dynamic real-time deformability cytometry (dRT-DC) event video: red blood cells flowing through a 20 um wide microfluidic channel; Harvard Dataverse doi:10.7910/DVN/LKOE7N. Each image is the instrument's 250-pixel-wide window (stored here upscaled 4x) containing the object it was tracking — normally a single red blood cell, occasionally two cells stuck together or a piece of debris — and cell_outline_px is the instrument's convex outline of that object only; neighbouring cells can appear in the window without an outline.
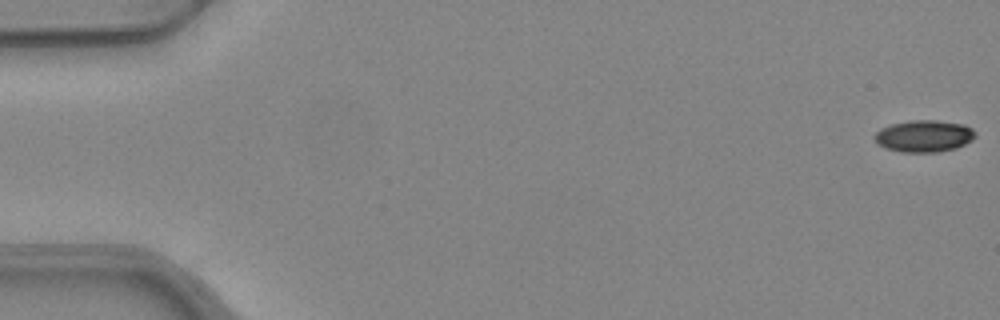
{"species": "common noctule bat (a hibernating species)", "species_latin": "Nyctalus noctula", "temperature_condition": "warm", "stored_images_in_passage": 53, "camera_frame_rate_fps": 3000, "um_per_image_px": 0.085, "animal": {"sex": "female", "body_mass_g": 24.6, "forearm_length_mm": 56.2}, "frame": {"image": 1, "passage_image": 1, "time_ms": 0.0, "image_size_px": [1000, 320], "cell_outline_px": [[976, 136], [972, 140], [956, 148], [936, 152], [900, 152], [884, 148], [876, 144], [872, 136], [880, 128], [892, 124], [912, 120], [936, 120], [964, 124], [972, 128], [976, 132]], "centroid_in_image_um": [78.51, 11.57], "position_along_channel_um": 6.5, "area_um2": 18.96}}
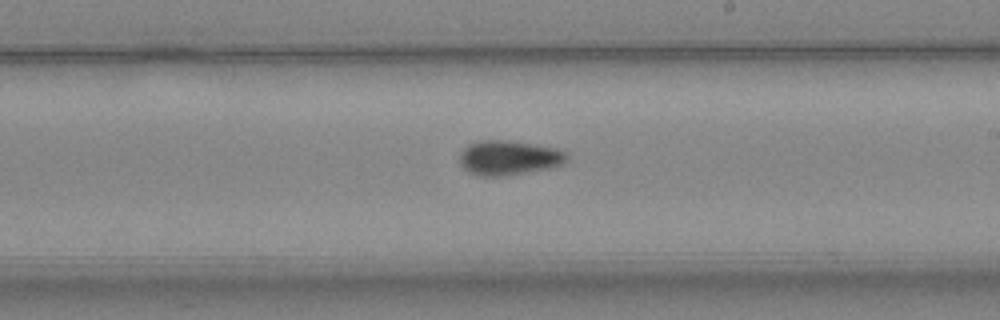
{"frame": {"image": 2, "passage_image": 31, "time_ms": 10.0, "image_size_px": [1000, 320], "cell_outline_px": [[568, 160], [552, 168], [504, 176], [476, 176], [468, 172], [460, 164], [460, 152], [468, 144], [480, 140], [504, 140], [556, 148], [568, 152]], "centroid_in_image_um": [43.24, 13.42], "position_along_channel_um": 245.8, "area_um2": 21.73}}
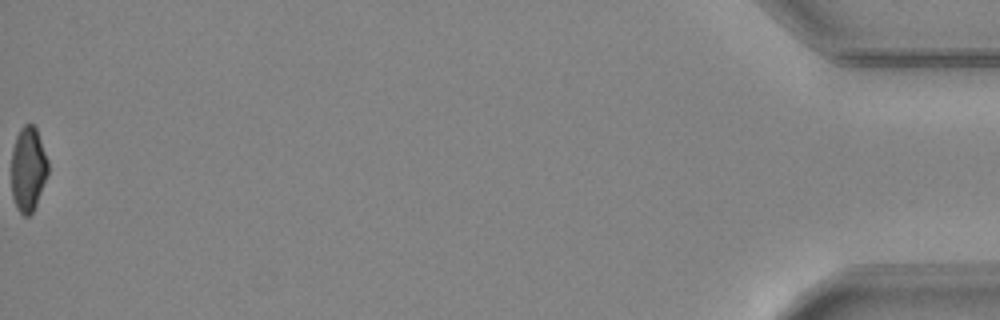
{"frame": {"image": 3, "passage_image": 53, "time_ms": 17.333, "image_size_px": [1000, 320], "cell_outline_px": [[48, 172], [36, 204], [32, 212], [28, 216], [24, 216], [16, 208], [12, 196], [12, 148], [16, 136], [20, 128], [24, 124], [32, 124], [36, 128], [48, 160]], "centroid_in_image_um": [2.38, 14.36], "position_along_channel_um": 432.8, "area_um2": 17.98}, "authors_computed_cell_mechanics": {"area_um2": 19.7676, "velocity_mm_per_s": 3.9872, "shape_relaxation_time_tau1_ms": 3.1398, "shape_relaxation_time_tau2_ms": null, "deformation_change_tau1": 0.1031, "deformation_change_tau2": null}}